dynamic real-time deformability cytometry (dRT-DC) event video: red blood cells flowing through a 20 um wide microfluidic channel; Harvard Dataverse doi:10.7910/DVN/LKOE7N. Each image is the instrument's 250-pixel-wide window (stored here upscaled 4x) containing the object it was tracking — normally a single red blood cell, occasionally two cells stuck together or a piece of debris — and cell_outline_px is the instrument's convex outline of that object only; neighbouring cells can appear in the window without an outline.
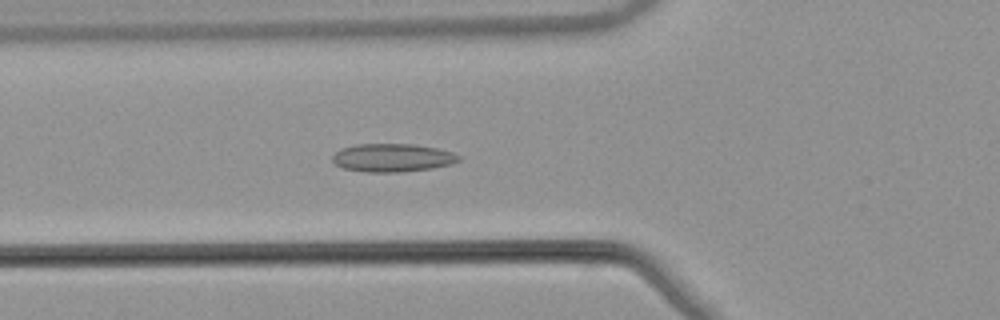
{"species": "common noctule bat (a hibernating species)", "species_latin": "Nyctalus noctula", "temperature_condition": "warm", "stored_images_in_passage": 39, "camera_frame_rate_fps": 3000, "um_per_image_px": 0.085, "animal": {"sex": "male", "body_mass_g": 21.5, "forearm_length_mm": 52.0}, "frame": {"image": 1, "passage_image": 11, "time_ms": 3.333, "image_size_px": [1000, 320], "cell_outline_px": [[460, 160], [452, 164], [432, 168], [400, 172], [364, 172], [344, 168], [336, 164], [332, 160], [332, 156], [340, 148], [356, 144], [416, 144], [436, 148], [452, 152], [460, 156]], "centroid_in_image_um": [33.35, 13.4], "position_along_channel_um": 92.4, "area_um2": 20.81}}
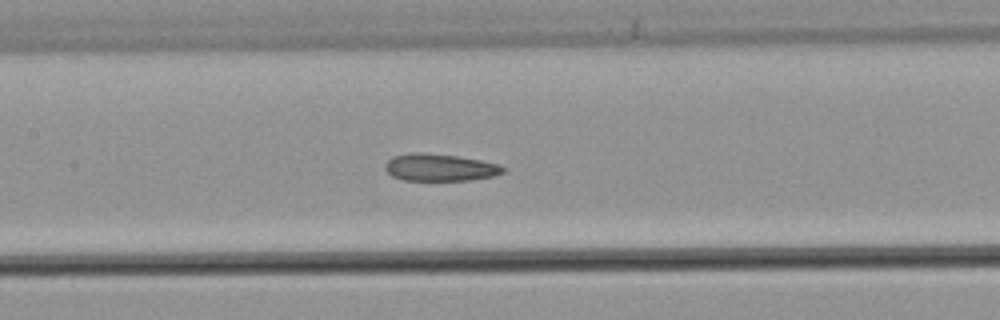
{"frame": {"image": 2, "passage_image": 17, "time_ms": 5.333, "image_size_px": [1000, 320], "cell_outline_px": [[504, 172], [496, 176], [468, 180], [404, 180], [392, 176], [384, 168], [384, 164], [392, 156], [412, 152], [416, 152], [456, 156], [480, 160], [496, 164], [504, 168]], "centroid_in_image_um": [37.35, 14.23], "position_along_channel_um": 170.1, "area_um2": 18.55}}
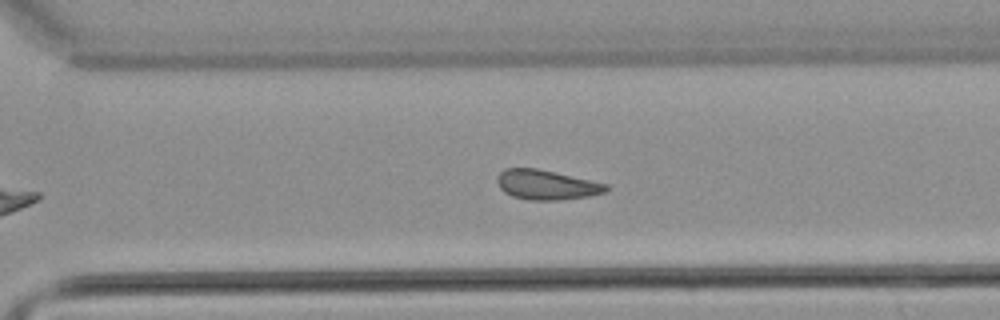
{"frame": {"image": 3, "passage_image": 29, "time_ms": 9.333, "image_size_px": [1000, 320], "cell_outline_px": [[608, 188], [604, 192], [588, 196], [560, 200], [528, 200], [512, 196], [504, 192], [500, 188], [496, 180], [496, 176], [504, 168], [536, 168], [608, 184]], "centroid_in_image_um": [46.4, 15.71], "position_along_channel_um": 324.2, "area_um2": 18.79}, "authors_computed_cell_mechanics": {"area_um2": 18.9584, "velocity_mm_per_s": 3.8679, "shape_relaxation_time_tau1_ms": null, "shape_relaxation_time_tau2_ms": 3.766, "deformation_change_tau1": null, "deformation_change_tau2": 0.1088}}